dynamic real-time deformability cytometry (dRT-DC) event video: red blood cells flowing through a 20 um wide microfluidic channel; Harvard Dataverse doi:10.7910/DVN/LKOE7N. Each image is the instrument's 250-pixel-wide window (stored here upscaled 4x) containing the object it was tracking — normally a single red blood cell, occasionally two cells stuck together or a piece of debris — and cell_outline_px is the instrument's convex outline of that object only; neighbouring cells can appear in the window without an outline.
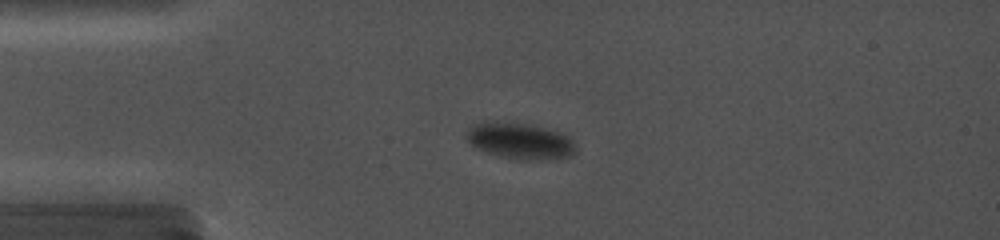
{"species": "common noctule bat (a hibernating species)", "species_latin": "Nyctalus noctula", "temperature_condition": "cold", "stored_images_in_passage": 5, "camera_frame_rate_fps": 5000, "um_per_image_px": 0.085, "animal": {"sex": "female", "body_mass_g": 19.0, "forearm_length_mm": 56.7}, "frame": {"image": 1, "passage_image": 1, "time_ms": 0.0, "image_size_px": [1000, 240], "cell_outline_px": [[700, 200], [684, 204], [580, 196], [572, 192], [572, 188], [584, 184], [608, 184], [672, 192]], "centroid_in_image_um": [53.59, 16.47], "position_along_channel_um": 31.4, "area_um2": 10.23}}